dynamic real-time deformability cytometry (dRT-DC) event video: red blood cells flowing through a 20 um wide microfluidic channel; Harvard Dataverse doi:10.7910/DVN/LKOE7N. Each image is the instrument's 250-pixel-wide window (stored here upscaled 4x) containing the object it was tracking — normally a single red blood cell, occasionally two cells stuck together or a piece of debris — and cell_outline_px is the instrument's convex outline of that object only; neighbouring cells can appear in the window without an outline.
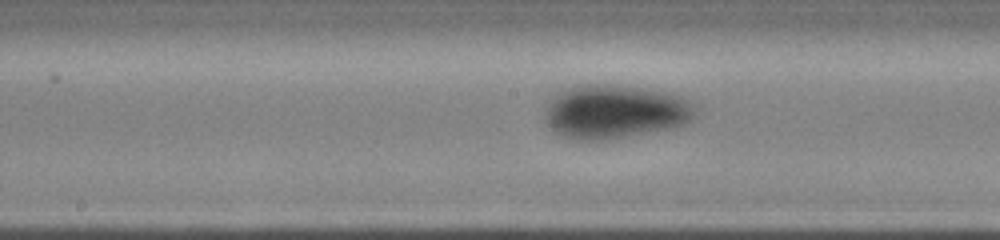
{"species": "human", "species_latin": "Homo sapiens", "temperature_condition": "cold", "stored_images_in_passage": 30, "camera_frame_rate_fps": 3000, "um_per_image_px": 0.085, "donor": {"sex": "male"}, "frame": {"image": 1, "passage_image": 14, "time_ms": 5.667, "image_size_px": [1000, 240], "cell_outline_px": [[700, 108], [696, 116], [692, 120], [684, 124], [672, 128], [604, 140], [580, 140], [564, 136], [556, 132], [544, 120], [544, 108], [564, 88], [576, 84], [624, 84], [648, 88], [668, 92], [692, 100]], "centroid_in_image_um": [52.34, 9.46], "position_along_channel_um": 195.9, "area_um2": 48.03}}
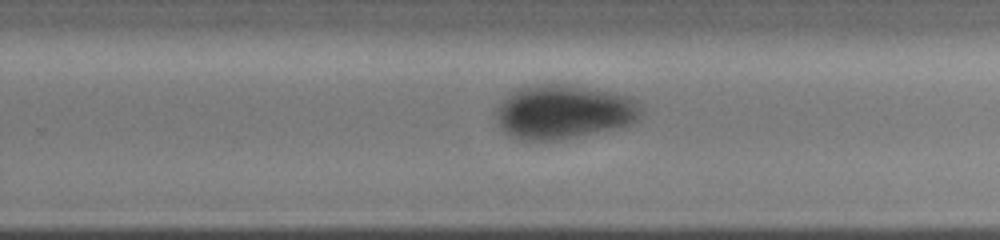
{"frame": {"image": 2, "passage_image": 19, "time_ms": 7.667, "image_size_px": [1000, 240], "cell_outline_px": [[644, 112], [636, 120], [628, 124], [576, 136], [556, 140], [520, 140], [508, 136], [500, 124], [496, 116], [496, 108], [512, 92], [520, 88], [532, 84], [572, 84], [632, 96], [640, 100]], "centroid_in_image_um": [47.95, 9.48], "position_along_channel_um": 281.8, "area_um2": 45.66}}
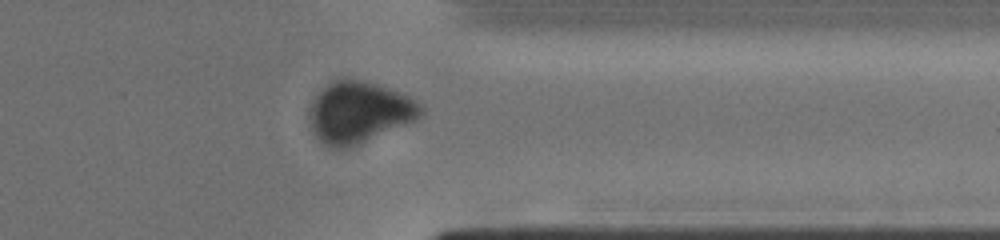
{"frame": {"image": 3, "passage_image": 26, "time_ms": 10.0, "image_size_px": [1000, 240], "cell_outline_px": [[424, 112], [416, 120], [356, 144], [344, 148], [336, 148], [324, 144], [312, 132], [308, 116], [308, 108], [316, 96], [332, 80], [344, 76], [376, 84], [412, 96], [424, 108]], "centroid_in_image_um": [30.51, 9.5], "position_along_channel_um": 380.9, "area_um2": 39.77}}